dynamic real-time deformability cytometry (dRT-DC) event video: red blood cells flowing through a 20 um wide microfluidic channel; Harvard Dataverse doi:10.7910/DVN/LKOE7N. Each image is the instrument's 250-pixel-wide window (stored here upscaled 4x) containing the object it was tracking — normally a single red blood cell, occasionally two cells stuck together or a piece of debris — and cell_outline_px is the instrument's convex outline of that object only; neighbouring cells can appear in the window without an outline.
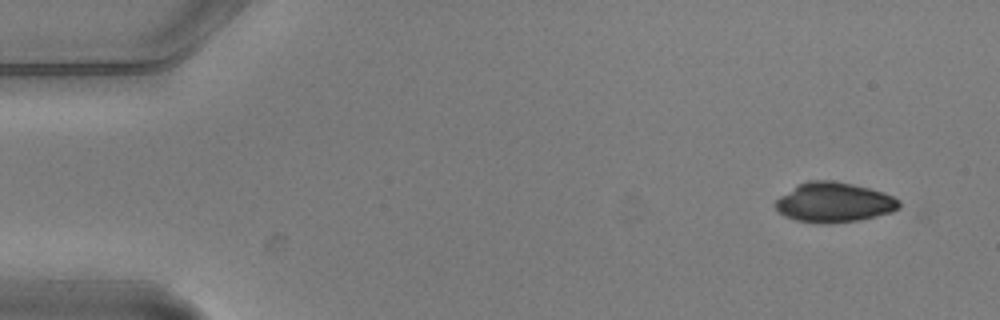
{"species": "common noctule bat (a hibernating species)", "species_latin": "Nyctalus noctula", "temperature_condition": "warm", "stored_images_in_passage": 6, "camera_frame_rate_fps": 3000, "um_per_image_px": 0.085, "animal": {"sex": "male", "body_mass_g": 20.5, "forearm_length_mm": 52.5}, "frame": {"image": 1, "passage_image": 1, "time_ms": 0.0, "image_size_px": [1000, 320], "cell_outline_px": [[900, 208], [892, 212], [860, 220], [832, 224], [820, 224], [796, 220], [784, 216], [776, 208], [776, 200], [780, 196], [800, 184], [808, 180], [832, 180], [852, 184], [884, 192], [900, 200]], "centroid_in_image_um": [70.92, 17.22], "position_along_channel_um": 14.1, "area_um2": 28.73}}